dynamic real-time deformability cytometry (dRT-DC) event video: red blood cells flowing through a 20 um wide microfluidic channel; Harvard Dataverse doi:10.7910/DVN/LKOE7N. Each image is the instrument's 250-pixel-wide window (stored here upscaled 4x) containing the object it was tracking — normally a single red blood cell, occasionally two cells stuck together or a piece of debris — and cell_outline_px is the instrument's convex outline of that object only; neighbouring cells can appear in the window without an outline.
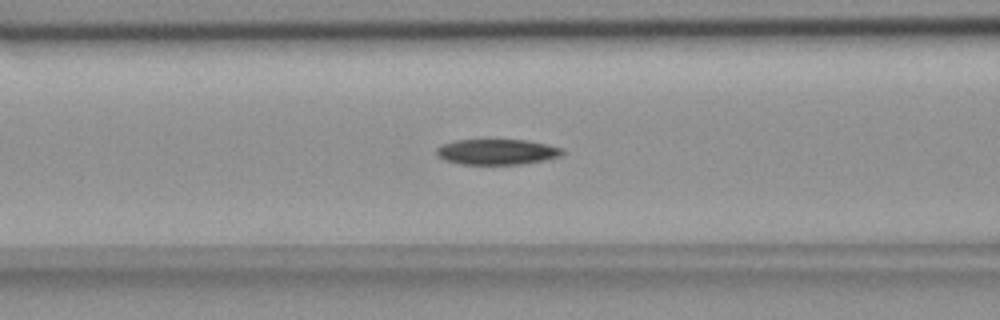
{"species": "common noctule bat (a hibernating species)", "species_latin": "Nyctalus noctula", "temperature_condition": "room temperature", "stored_images_in_passage": 54, "camera_frame_rate_fps": 3000, "um_per_image_px": 0.085, "animal": {"sex": "female", "body_mass_g": 18.4}, "frame": {"image": 1, "passage_image": 21, "time_ms": 6.667, "image_size_px": [1000, 320], "cell_outline_px": [[564, 152], [560, 156], [544, 160], [520, 164], [460, 164], [444, 160], [436, 152], [436, 148], [444, 144], [456, 140], [528, 140], [564, 148]], "centroid_in_image_um": [42.26, 12.91], "position_along_channel_um": 124.3, "area_um2": 18.61}}
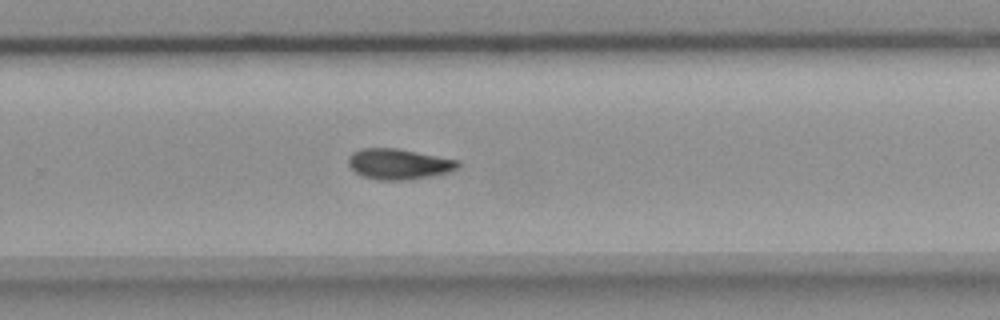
{"frame": {"image": 2, "passage_image": 35, "time_ms": 11.333, "image_size_px": [1000, 320], "cell_outline_px": [[460, 168], [448, 172], [432, 176], [408, 180], [376, 180], [364, 176], [356, 172], [348, 164], [348, 156], [352, 152], [364, 148], [396, 148], [460, 160]], "centroid_in_image_um": [33.92, 13.94], "position_along_channel_um": 295.9, "area_um2": 19.65}}
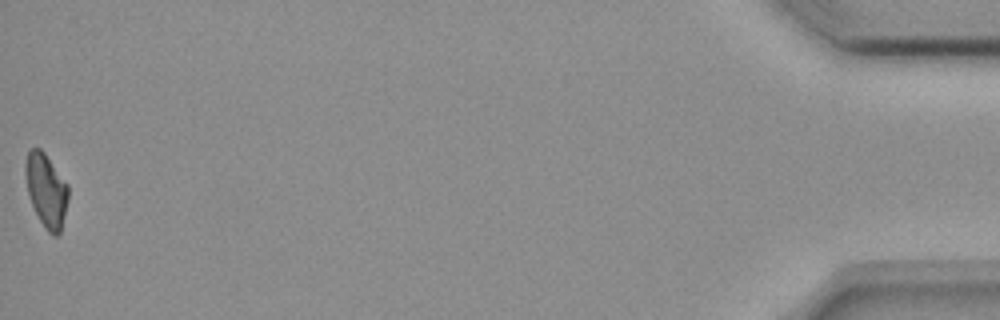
{"frame": {"image": 3, "passage_image": 54, "time_ms": 17.667, "image_size_px": [1000, 320], "cell_outline_px": [[68, 200], [60, 232], [56, 236], [52, 236], [48, 232], [40, 220], [32, 204], [28, 192], [24, 172], [24, 164], [28, 148], [40, 148], [44, 152], [68, 184]], "centroid_in_image_um": [3.92, 16.14], "position_along_channel_um": 431.3, "area_um2": 18.32}, "authors_computed_cell_mechanics": {"area_um2": 19.1607, "velocity_mm_per_s": 3.6925, "shape_relaxation_time_tau1_ms": 6.9765, "shape_relaxation_time_tau2_ms": null, "deformation_change_tau1": 0.1736, "deformation_change_tau2": null}}